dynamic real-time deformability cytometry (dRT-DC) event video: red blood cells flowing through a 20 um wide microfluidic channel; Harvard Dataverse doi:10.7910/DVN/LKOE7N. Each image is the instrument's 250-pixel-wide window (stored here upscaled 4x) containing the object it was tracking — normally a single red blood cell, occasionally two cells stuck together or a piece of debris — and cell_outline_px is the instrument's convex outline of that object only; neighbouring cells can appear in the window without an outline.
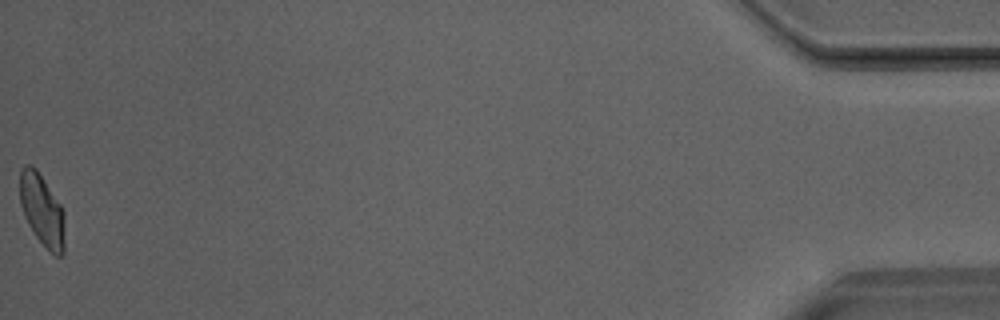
{"species": "Egyptian fruit bat (a non-hibernating species)", "species_latin": "Rousettus aegyptiacus", "temperature_condition": "room temperature", "stored_images_in_passage": 43, "camera_frame_rate_fps": 3000, "um_per_image_px": 0.085, "animal": {"sex": "male"}, "frame": {"image": 1, "passage_image": 43, "time_ms": 14.0, "image_size_px": [1000, 320], "cell_outline_px": [[64, 256], [56, 256], [36, 236], [28, 224], [24, 216], [20, 204], [20, 168], [24, 164], [32, 164], [36, 168], [60, 204], [64, 212]], "centroid_in_image_um": [3.56, 17.82], "position_along_channel_um": 431.6, "area_um2": 18.73}}